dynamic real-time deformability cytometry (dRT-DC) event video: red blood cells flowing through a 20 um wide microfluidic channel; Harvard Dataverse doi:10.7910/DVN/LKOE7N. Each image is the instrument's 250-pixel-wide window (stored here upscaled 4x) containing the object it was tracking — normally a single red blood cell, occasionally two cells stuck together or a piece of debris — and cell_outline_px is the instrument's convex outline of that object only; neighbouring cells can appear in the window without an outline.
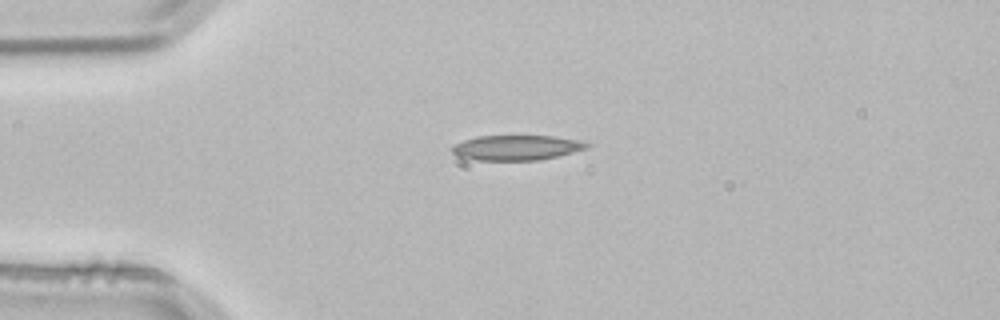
{"species": "common noctule bat (a hibernating species)", "species_latin": "Nyctalus noctula", "temperature_condition": "room temperature", "stored_images_in_passage": 1, "camera_frame_rate_fps": 3000, "um_per_image_px": 0.085, "animal": {"sex": "male", "body_mass_g": 21.5, "forearm_length_mm": 52.0}, "frame": {"image": 1, "passage_image": 1, "time_ms": 0.0, "image_size_px": [1000, 320], "cell_outline_px": [[588, 148], [540, 160], [476, 160], [460, 156], [452, 152], [452, 144], [464, 140], [480, 136], [556, 136], [580, 140], [588, 144]], "centroid_in_image_um": [43.9, 12.54], "position_along_channel_um": 41.1, "area_um2": 19.48}}